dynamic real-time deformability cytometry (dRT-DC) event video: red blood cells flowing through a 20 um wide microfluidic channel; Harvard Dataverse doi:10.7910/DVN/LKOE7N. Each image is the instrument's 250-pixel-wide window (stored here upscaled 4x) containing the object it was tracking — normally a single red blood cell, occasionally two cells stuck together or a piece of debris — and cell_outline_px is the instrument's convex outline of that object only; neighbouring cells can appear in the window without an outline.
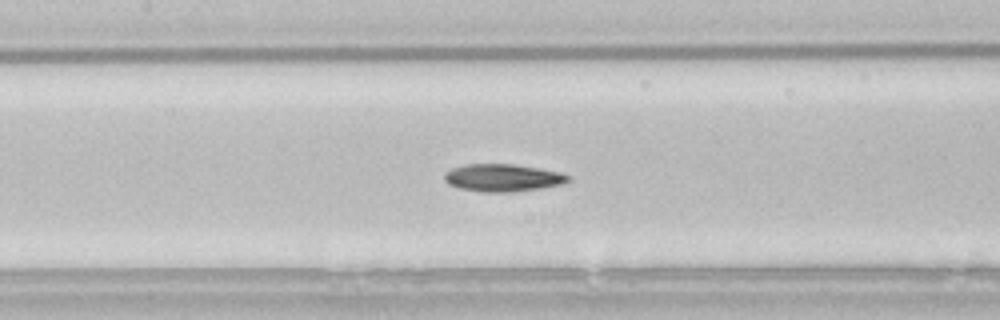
{"species": "common noctule bat (a hibernating species)", "species_latin": "Nyctalus noctula", "temperature_condition": "room temperature", "stored_images_in_passage": 54, "segment_of_instrument_passage": [1, 2], "camera_frame_rate_fps": 3000, "um_per_image_px": 0.085, "animal": {"sex": "male", "body_mass_g": 21.5, "forearm_length_mm": 52.0}, "frame": {"image": 1, "passage_image": 24, "time_ms": 7.667, "image_size_px": [1000, 320], "cell_outline_px": [[572, 180], [564, 184], [540, 188], [512, 192], [480, 192], [460, 188], [448, 184], [444, 180], [444, 172], [452, 168], [468, 164], [512, 164], [560, 172], [572, 176]], "centroid_in_image_um": [42.75, 15.12], "position_along_channel_um": 164.6, "area_um2": 19.94}}
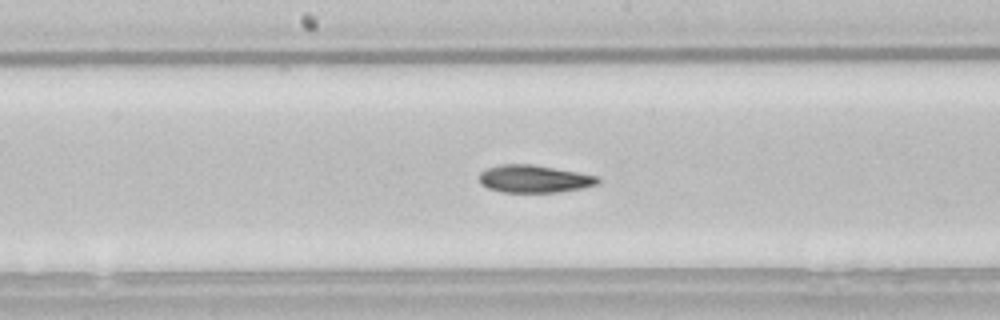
{"frame": {"image": 2, "passage_image": 27, "time_ms": 8.667, "image_size_px": [1000, 320], "cell_outline_px": [[600, 180], [596, 184], [580, 188], [556, 192], [500, 192], [488, 188], [480, 184], [480, 172], [488, 168], [500, 164], [532, 164], [600, 176]], "centroid_in_image_um": [45.38, 15.2], "position_along_channel_um": 202.8, "area_um2": 18.96}}
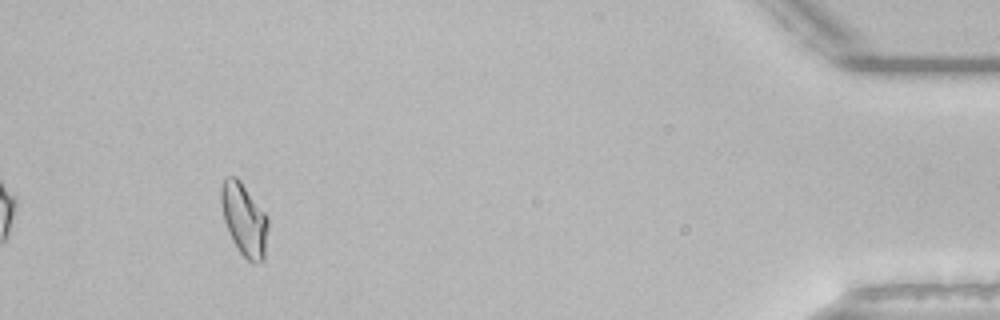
{"frame": {"image": 3, "passage_image": 49, "time_ms": 16.0, "image_size_px": [1000, 320], "cell_outline_px": [[268, 224], [264, 260], [256, 264], [252, 264], [240, 252], [232, 240], [228, 232], [224, 220], [220, 200], [220, 188], [224, 176], [236, 176], [240, 180], [268, 216]], "centroid_in_image_um": [20.74, 18.64], "position_along_channel_um": 414.5, "area_um2": 20.06}}